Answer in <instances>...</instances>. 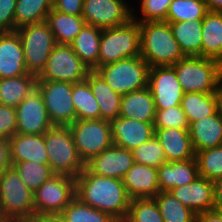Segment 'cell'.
Here are the masks:
<instances>
[{
  "instance_id": "8d00e7d4",
  "label": "cell",
  "mask_w": 222,
  "mask_h": 222,
  "mask_svg": "<svg viewBox=\"0 0 222 222\" xmlns=\"http://www.w3.org/2000/svg\"><path fill=\"white\" fill-rule=\"evenodd\" d=\"M208 12L205 0H173L167 12L166 22L203 19Z\"/></svg>"
},
{
  "instance_id": "ba28073f",
  "label": "cell",
  "mask_w": 222,
  "mask_h": 222,
  "mask_svg": "<svg viewBox=\"0 0 222 222\" xmlns=\"http://www.w3.org/2000/svg\"><path fill=\"white\" fill-rule=\"evenodd\" d=\"M16 31L23 44L27 72L38 76L56 45L54 35L46 21L24 25Z\"/></svg>"
},
{
  "instance_id": "d6986e66",
  "label": "cell",
  "mask_w": 222,
  "mask_h": 222,
  "mask_svg": "<svg viewBox=\"0 0 222 222\" xmlns=\"http://www.w3.org/2000/svg\"><path fill=\"white\" fill-rule=\"evenodd\" d=\"M122 181L131 199L154 198L160 192L155 167L134 163Z\"/></svg>"
},
{
  "instance_id": "f907efd6",
  "label": "cell",
  "mask_w": 222,
  "mask_h": 222,
  "mask_svg": "<svg viewBox=\"0 0 222 222\" xmlns=\"http://www.w3.org/2000/svg\"><path fill=\"white\" fill-rule=\"evenodd\" d=\"M196 222H222V214L210 210L196 214Z\"/></svg>"
},
{
  "instance_id": "7c38bea8",
  "label": "cell",
  "mask_w": 222,
  "mask_h": 222,
  "mask_svg": "<svg viewBox=\"0 0 222 222\" xmlns=\"http://www.w3.org/2000/svg\"><path fill=\"white\" fill-rule=\"evenodd\" d=\"M35 214H60L75 198V178L54 174L33 192Z\"/></svg>"
},
{
  "instance_id": "7bdbcfd3",
  "label": "cell",
  "mask_w": 222,
  "mask_h": 222,
  "mask_svg": "<svg viewBox=\"0 0 222 222\" xmlns=\"http://www.w3.org/2000/svg\"><path fill=\"white\" fill-rule=\"evenodd\" d=\"M173 0H141L142 19L139 23L148 21H166L169 5Z\"/></svg>"
},
{
  "instance_id": "1f68e13d",
  "label": "cell",
  "mask_w": 222,
  "mask_h": 222,
  "mask_svg": "<svg viewBox=\"0 0 222 222\" xmlns=\"http://www.w3.org/2000/svg\"><path fill=\"white\" fill-rule=\"evenodd\" d=\"M180 106L185 112L189 124L206 116L214 115L218 111V101L215 92L184 93Z\"/></svg>"
},
{
  "instance_id": "f1b7e54d",
  "label": "cell",
  "mask_w": 222,
  "mask_h": 222,
  "mask_svg": "<svg viewBox=\"0 0 222 222\" xmlns=\"http://www.w3.org/2000/svg\"><path fill=\"white\" fill-rule=\"evenodd\" d=\"M37 76L31 73L0 79V104L16 108L35 89Z\"/></svg>"
},
{
  "instance_id": "4316f807",
  "label": "cell",
  "mask_w": 222,
  "mask_h": 222,
  "mask_svg": "<svg viewBox=\"0 0 222 222\" xmlns=\"http://www.w3.org/2000/svg\"><path fill=\"white\" fill-rule=\"evenodd\" d=\"M201 57L222 64V12L208 11L202 19Z\"/></svg>"
},
{
  "instance_id": "c3c4849f",
  "label": "cell",
  "mask_w": 222,
  "mask_h": 222,
  "mask_svg": "<svg viewBox=\"0 0 222 222\" xmlns=\"http://www.w3.org/2000/svg\"><path fill=\"white\" fill-rule=\"evenodd\" d=\"M222 214V179L213 182V209Z\"/></svg>"
},
{
  "instance_id": "ab89813d",
  "label": "cell",
  "mask_w": 222,
  "mask_h": 222,
  "mask_svg": "<svg viewBox=\"0 0 222 222\" xmlns=\"http://www.w3.org/2000/svg\"><path fill=\"white\" fill-rule=\"evenodd\" d=\"M126 222H164L154 198L131 199Z\"/></svg>"
},
{
  "instance_id": "2e32d148",
  "label": "cell",
  "mask_w": 222,
  "mask_h": 222,
  "mask_svg": "<svg viewBox=\"0 0 222 222\" xmlns=\"http://www.w3.org/2000/svg\"><path fill=\"white\" fill-rule=\"evenodd\" d=\"M134 163L132 151L113 145L92 157L85 167L93 174L122 180Z\"/></svg>"
},
{
  "instance_id": "9c48e42d",
  "label": "cell",
  "mask_w": 222,
  "mask_h": 222,
  "mask_svg": "<svg viewBox=\"0 0 222 222\" xmlns=\"http://www.w3.org/2000/svg\"><path fill=\"white\" fill-rule=\"evenodd\" d=\"M69 129L80 159L88 162L92 157L113 146L110 121L75 120Z\"/></svg>"
},
{
  "instance_id": "7a4b0ae2",
  "label": "cell",
  "mask_w": 222,
  "mask_h": 222,
  "mask_svg": "<svg viewBox=\"0 0 222 222\" xmlns=\"http://www.w3.org/2000/svg\"><path fill=\"white\" fill-rule=\"evenodd\" d=\"M139 28L140 56L149 67L173 66L185 57L168 22H142L139 23Z\"/></svg>"
},
{
  "instance_id": "681fc988",
  "label": "cell",
  "mask_w": 222,
  "mask_h": 222,
  "mask_svg": "<svg viewBox=\"0 0 222 222\" xmlns=\"http://www.w3.org/2000/svg\"><path fill=\"white\" fill-rule=\"evenodd\" d=\"M26 222H65L61 214H33Z\"/></svg>"
},
{
  "instance_id": "bcb514c9",
  "label": "cell",
  "mask_w": 222,
  "mask_h": 222,
  "mask_svg": "<svg viewBox=\"0 0 222 222\" xmlns=\"http://www.w3.org/2000/svg\"><path fill=\"white\" fill-rule=\"evenodd\" d=\"M84 0H53V8L61 13L82 16Z\"/></svg>"
},
{
  "instance_id": "5b68a950",
  "label": "cell",
  "mask_w": 222,
  "mask_h": 222,
  "mask_svg": "<svg viewBox=\"0 0 222 222\" xmlns=\"http://www.w3.org/2000/svg\"><path fill=\"white\" fill-rule=\"evenodd\" d=\"M45 148L54 174L76 178L85 168L69 126H53L45 133Z\"/></svg>"
},
{
  "instance_id": "8fae6325",
  "label": "cell",
  "mask_w": 222,
  "mask_h": 222,
  "mask_svg": "<svg viewBox=\"0 0 222 222\" xmlns=\"http://www.w3.org/2000/svg\"><path fill=\"white\" fill-rule=\"evenodd\" d=\"M36 89L42 95L53 126H70L76 120V109L72 100L73 83L37 81Z\"/></svg>"
},
{
  "instance_id": "8992f818",
  "label": "cell",
  "mask_w": 222,
  "mask_h": 222,
  "mask_svg": "<svg viewBox=\"0 0 222 222\" xmlns=\"http://www.w3.org/2000/svg\"><path fill=\"white\" fill-rule=\"evenodd\" d=\"M172 67L184 93H213L222 75L219 61L201 56H185Z\"/></svg>"
},
{
  "instance_id": "b9f144b4",
  "label": "cell",
  "mask_w": 222,
  "mask_h": 222,
  "mask_svg": "<svg viewBox=\"0 0 222 222\" xmlns=\"http://www.w3.org/2000/svg\"><path fill=\"white\" fill-rule=\"evenodd\" d=\"M154 129L178 128L189 129V123L181 106L168 107L156 110Z\"/></svg>"
},
{
  "instance_id": "ee69618b",
  "label": "cell",
  "mask_w": 222,
  "mask_h": 222,
  "mask_svg": "<svg viewBox=\"0 0 222 222\" xmlns=\"http://www.w3.org/2000/svg\"><path fill=\"white\" fill-rule=\"evenodd\" d=\"M17 130L16 109L0 104V137L10 139Z\"/></svg>"
},
{
  "instance_id": "f546056e",
  "label": "cell",
  "mask_w": 222,
  "mask_h": 222,
  "mask_svg": "<svg viewBox=\"0 0 222 222\" xmlns=\"http://www.w3.org/2000/svg\"><path fill=\"white\" fill-rule=\"evenodd\" d=\"M168 23L183 54L185 56H201L202 19Z\"/></svg>"
},
{
  "instance_id": "7402d4cb",
  "label": "cell",
  "mask_w": 222,
  "mask_h": 222,
  "mask_svg": "<svg viewBox=\"0 0 222 222\" xmlns=\"http://www.w3.org/2000/svg\"><path fill=\"white\" fill-rule=\"evenodd\" d=\"M12 164L33 161L39 164H49L45 148V134H14L9 139Z\"/></svg>"
},
{
  "instance_id": "d4e9b609",
  "label": "cell",
  "mask_w": 222,
  "mask_h": 222,
  "mask_svg": "<svg viewBox=\"0 0 222 222\" xmlns=\"http://www.w3.org/2000/svg\"><path fill=\"white\" fill-rule=\"evenodd\" d=\"M189 135L195 152L222 145V113L206 116L189 124Z\"/></svg>"
},
{
  "instance_id": "60d3db41",
  "label": "cell",
  "mask_w": 222,
  "mask_h": 222,
  "mask_svg": "<svg viewBox=\"0 0 222 222\" xmlns=\"http://www.w3.org/2000/svg\"><path fill=\"white\" fill-rule=\"evenodd\" d=\"M135 163L159 168L166 163L164 150L155 135L145 143L132 150Z\"/></svg>"
},
{
  "instance_id": "6da1fadb",
  "label": "cell",
  "mask_w": 222,
  "mask_h": 222,
  "mask_svg": "<svg viewBox=\"0 0 222 222\" xmlns=\"http://www.w3.org/2000/svg\"><path fill=\"white\" fill-rule=\"evenodd\" d=\"M75 197L118 222L126 219L131 203L121 179L93 174L86 167L75 178Z\"/></svg>"
},
{
  "instance_id": "ac0fdd59",
  "label": "cell",
  "mask_w": 222,
  "mask_h": 222,
  "mask_svg": "<svg viewBox=\"0 0 222 222\" xmlns=\"http://www.w3.org/2000/svg\"><path fill=\"white\" fill-rule=\"evenodd\" d=\"M27 73L23 44L18 32L0 33V79Z\"/></svg>"
},
{
  "instance_id": "4dcf8cb0",
  "label": "cell",
  "mask_w": 222,
  "mask_h": 222,
  "mask_svg": "<svg viewBox=\"0 0 222 222\" xmlns=\"http://www.w3.org/2000/svg\"><path fill=\"white\" fill-rule=\"evenodd\" d=\"M45 21L54 35L56 44L66 45H70L86 24L82 16L64 14L54 8Z\"/></svg>"
},
{
  "instance_id": "f6af8a7d",
  "label": "cell",
  "mask_w": 222,
  "mask_h": 222,
  "mask_svg": "<svg viewBox=\"0 0 222 222\" xmlns=\"http://www.w3.org/2000/svg\"><path fill=\"white\" fill-rule=\"evenodd\" d=\"M17 0H0V33L15 30L14 14Z\"/></svg>"
},
{
  "instance_id": "603a6c76",
  "label": "cell",
  "mask_w": 222,
  "mask_h": 222,
  "mask_svg": "<svg viewBox=\"0 0 222 222\" xmlns=\"http://www.w3.org/2000/svg\"><path fill=\"white\" fill-rule=\"evenodd\" d=\"M155 115V102L148 86L122 95L119 117L154 123Z\"/></svg>"
},
{
  "instance_id": "4fadbf2b",
  "label": "cell",
  "mask_w": 222,
  "mask_h": 222,
  "mask_svg": "<svg viewBox=\"0 0 222 222\" xmlns=\"http://www.w3.org/2000/svg\"><path fill=\"white\" fill-rule=\"evenodd\" d=\"M148 87L152 92L156 110L181 104L184 91L172 66L149 67Z\"/></svg>"
},
{
  "instance_id": "7dc6e473",
  "label": "cell",
  "mask_w": 222,
  "mask_h": 222,
  "mask_svg": "<svg viewBox=\"0 0 222 222\" xmlns=\"http://www.w3.org/2000/svg\"><path fill=\"white\" fill-rule=\"evenodd\" d=\"M11 166L9 139L0 137V176Z\"/></svg>"
},
{
  "instance_id": "836d02e7",
  "label": "cell",
  "mask_w": 222,
  "mask_h": 222,
  "mask_svg": "<svg viewBox=\"0 0 222 222\" xmlns=\"http://www.w3.org/2000/svg\"><path fill=\"white\" fill-rule=\"evenodd\" d=\"M72 100L76 109V120L100 119L98 101L86 80L73 84Z\"/></svg>"
},
{
  "instance_id": "484cf974",
  "label": "cell",
  "mask_w": 222,
  "mask_h": 222,
  "mask_svg": "<svg viewBox=\"0 0 222 222\" xmlns=\"http://www.w3.org/2000/svg\"><path fill=\"white\" fill-rule=\"evenodd\" d=\"M100 108V119L111 121L118 118L122 95L115 92L94 70L87 73L86 79Z\"/></svg>"
},
{
  "instance_id": "52a82bcc",
  "label": "cell",
  "mask_w": 222,
  "mask_h": 222,
  "mask_svg": "<svg viewBox=\"0 0 222 222\" xmlns=\"http://www.w3.org/2000/svg\"><path fill=\"white\" fill-rule=\"evenodd\" d=\"M117 93L124 95L148 86L149 65L141 57H130L95 70Z\"/></svg>"
},
{
  "instance_id": "5bb4252c",
  "label": "cell",
  "mask_w": 222,
  "mask_h": 222,
  "mask_svg": "<svg viewBox=\"0 0 222 222\" xmlns=\"http://www.w3.org/2000/svg\"><path fill=\"white\" fill-rule=\"evenodd\" d=\"M132 13L123 0H84L82 17L86 24L104 29L127 23Z\"/></svg>"
},
{
  "instance_id": "44dd1931",
  "label": "cell",
  "mask_w": 222,
  "mask_h": 222,
  "mask_svg": "<svg viewBox=\"0 0 222 222\" xmlns=\"http://www.w3.org/2000/svg\"><path fill=\"white\" fill-rule=\"evenodd\" d=\"M167 162L185 161L195 158V150L188 129H154Z\"/></svg>"
},
{
  "instance_id": "9a60e30c",
  "label": "cell",
  "mask_w": 222,
  "mask_h": 222,
  "mask_svg": "<svg viewBox=\"0 0 222 222\" xmlns=\"http://www.w3.org/2000/svg\"><path fill=\"white\" fill-rule=\"evenodd\" d=\"M17 134H45L53 127L42 95L35 89L16 108Z\"/></svg>"
},
{
  "instance_id": "e575fe53",
  "label": "cell",
  "mask_w": 222,
  "mask_h": 222,
  "mask_svg": "<svg viewBox=\"0 0 222 222\" xmlns=\"http://www.w3.org/2000/svg\"><path fill=\"white\" fill-rule=\"evenodd\" d=\"M156 200L164 222H196V213L183 205L170 192H159Z\"/></svg>"
},
{
  "instance_id": "3957f363",
  "label": "cell",
  "mask_w": 222,
  "mask_h": 222,
  "mask_svg": "<svg viewBox=\"0 0 222 222\" xmlns=\"http://www.w3.org/2000/svg\"><path fill=\"white\" fill-rule=\"evenodd\" d=\"M140 56V28L135 15L127 23L102 29L98 65L93 69L122 59Z\"/></svg>"
},
{
  "instance_id": "30bf717a",
  "label": "cell",
  "mask_w": 222,
  "mask_h": 222,
  "mask_svg": "<svg viewBox=\"0 0 222 222\" xmlns=\"http://www.w3.org/2000/svg\"><path fill=\"white\" fill-rule=\"evenodd\" d=\"M90 69L73 51L70 45L56 44L37 81H63L79 83L86 79Z\"/></svg>"
},
{
  "instance_id": "d590c367",
  "label": "cell",
  "mask_w": 222,
  "mask_h": 222,
  "mask_svg": "<svg viewBox=\"0 0 222 222\" xmlns=\"http://www.w3.org/2000/svg\"><path fill=\"white\" fill-rule=\"evenodd\" d=\"M60 214L65 222H118L110 214L82 203L77 197Z\"/></svg>"
},
{
  "instance_id": "f5cc1de1",
  "label": "cell",
  "mask_w": 222,
  "mask_h": 222,
  "mask_svg": "<svg viewBox=\"0 0 222 222\" xmlns=\"http://www.w3.org/2000/svg\"><path fill=\"white\" fill-rule=\"evenodd\" d=\"M215 93L218 101V111L222 113V75L220 76L219 81L217 83Z\"/></svg>"
},
{
  "instance_id": "f35d334b",
  "label": "cell",
  "mask_w": 222,
  "mask_h": 222,
  "mask_svg": "<svg viewBox=\"0 0 222 222\" xmlns=\"http://www.w3.org/2000/svg\"><path fill=\"white\" fill-rule=\"evenodd\" d=\"M22 181L32 191H36L44 182L54 175L49 164H39L33 161L12 164Z\"/></svg>"
},
{
  "instance_id": "d6a6232c",
  "label": "cell",
  "mask_w": 222,
  "mask_h": 222,
  "mask_svg": "<svg viewBox=\"0 0 222 222\" xmlns=\"http://www.w3.org/2000/svg\"><path fill=\"white\" fill-rule=\"evenodd\" d=\"M52 8L53 0H17L15 30L24 25L45 21Z\"/></svg>"
},
{
  "instance_id": "74e56055",
  "label": "cell",
  "mask_w": 222,
  "mask_h": 222,
  "mask_svg": "<svg viewBox=\"0 0 222 222\" xmlns=\"http://www.w3.org/2000/svg\"><path fill=\"white\" fill-rule=\"evenodd\" d=\"M195 159L200 177L213 182L222 179V145L197 151Z\"/></svg>"
},
{
  "instance_id": "ffe728a7",
  "label": "cell",
  "mask_w": 222,
  "mask_h": 222,
  "mask_svg": "<svg viewBox=\"0 0 222 222\" xmlns=\"http://www.w3.org/2000/svg\"><path fill=\"white\" fill-rule=\"evenodd\" d=\"M169 192L196 214L213 209V181L206 178L199 176L194 182Z\"/></svg>"
},
{
  "instance_id": "816d5d0a",
  "label": "cell",
  "mask_w": 222,
  "mask_h": 222,
  "mask_svg": "<svg viewBox=\"0 0 222 222\" xmlns=\"http://www.w3.org/2000/svg\"><path fill=\"white\" fill-rule=\"evenodd\" d=\"M208 11L222 12V0H205Z\"/></svg>"
},
{
  "instance_id": "83f0119b",
  "label": "cell",
  "mask_w": 222,
  "mask_h": 222,
  "mask_svg": "<svg viewBox=\"0 0 222 222\" xmlns=\"http://www.w3.org/2000/svg\"><path fill=\"white\" fill-rule=\"evenodd\" d=\"M101 34V28L85 24L70 43L73 51L90 70L98 65Z\"/></svg>"
},
{
  "instance_id": "db71d44e",
  "label": "cell",
  "mask_w": 222,
  "mask_h": 222,
  "mask_svg": "<svg viewBox=\"0 0 222 222\" xmlns=\"http://www.w3.org/2000/svg\"><path fill=\"white\" fill-rule=\"evenodd\" d=\"M9 222H26V221H9Z\"/></svg>"
},
{
  "instance_id": "277c9868",
  "label": "cell",
  "mask_w": 222,
  "mask_h": 222,
  "mask_svg": "<svg viewBox=\"0 0 222 222\" xmlns=\"http://www.w3.org/2000/svg\"><path fill=\"white\" fill-rule=\"evenodd\" d=\"M33 214V192L11 166L0 176V222L27 221Z\"/></svg>"
},
{
  "instance_id": "e0dca14e",
  "label": "cell",
  "mask_w": 222,
  "mask_h": 222,
  "mask_svg": "<svg viewBox=\"0 0 222 222\" xmlns=\"http://www.w3.org/2000/svg\"><path fill=\"white\" fill-rule=\"evenodd\" d=\"M113 144L132 151L155 135L153 123L118 117L110 121Z\"/></svg>"
},
{
  "instance_id": "cb8c5ba5",
  "label": "cell",
  "mask_w": 222,
  "mask_h": 222,
  "mask_svg": "<svg viewBox=\"0 0 222 222\" xmlns=\"http://www.w3.org/2000/svg\"><path fill=\"white\" fill-rule=\"evenodd\" d=\"M199 178L196 159L166 162L158 168L160 192H169L178 186L194 182Z\"/></svg>"
}]
</instances>
